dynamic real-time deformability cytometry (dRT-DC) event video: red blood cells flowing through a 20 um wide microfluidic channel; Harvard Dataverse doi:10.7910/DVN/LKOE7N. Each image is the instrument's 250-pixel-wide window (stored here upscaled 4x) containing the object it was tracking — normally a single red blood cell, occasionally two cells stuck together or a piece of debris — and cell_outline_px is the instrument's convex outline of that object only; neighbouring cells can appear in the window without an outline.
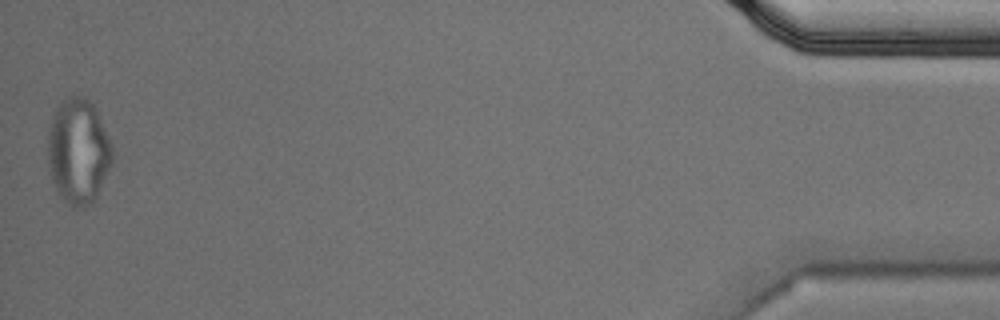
{"species": "Egyptian fruit bat (a non-hibernating species)", "species_latin": "Rousettus aegyptiacus", "temperature_condition": "cold", "stored_images_in_passage": 56, "camera_frame_rate_fps": 3000, "um_per_image_px": 0.085, "animal": {"sex": "male"}, "frame": {"image": 1, "passage_image": 56, "time_ms": 18.333, "image_size_px": [1000, 320], "cell_outline_px": [[112, 164], [92, 204], [84, 208], [72, 208], [56, 192], [52, 180], [48, 164], [48, 132], [52, 116], [56, 108], [68, 96], [84, 96], [92, 104], [112, 144]], "centroid_in_image_um": [6.64, 12.9], "position_along_channel_um": 428.6, "area_um2": 39.54}, "authors_computed_cell_mechanics": {"area_um2": 23.6402, "velocity_mm_per_s": 3.5519, "shape_relaxation_time_tau1_ms": null, "shape_relaxation_time_tau2_ms": 2.04, "deformation_change_tau1": null, "deformation_change_tau2": 0.0897}}